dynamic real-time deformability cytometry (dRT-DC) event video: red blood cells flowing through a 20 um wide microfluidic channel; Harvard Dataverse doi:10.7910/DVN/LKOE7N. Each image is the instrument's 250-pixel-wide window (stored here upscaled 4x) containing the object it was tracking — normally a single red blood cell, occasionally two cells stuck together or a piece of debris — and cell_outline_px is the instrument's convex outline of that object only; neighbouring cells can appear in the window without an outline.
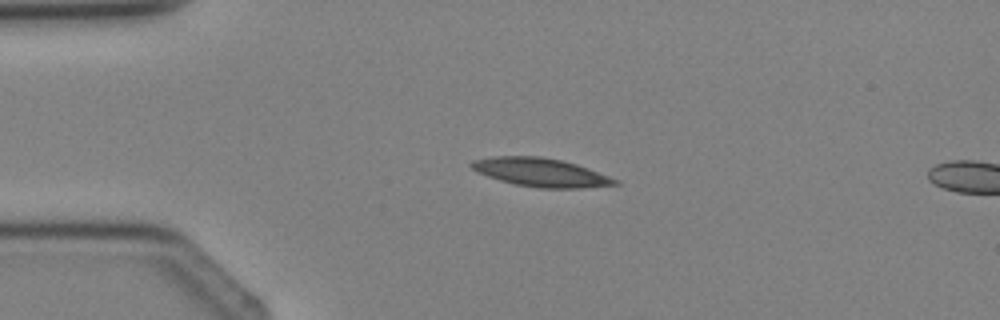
{"species": "Egyptian fruit bat (a non-hibernating species)", "species_latin": "Rousettus aegyptiacus", "temperature_condition": "cold", "stored_images_in_passage": 3, "camera_frame_rate_fps": 3000, "um_per_image_px": 0.085, "animal": {"sex": "female"}, "frame": {"image": 1, "passage_image": 2, "time_ms": 1.333, "image_size_px": [1000, 320], "cell_outline_px": [[620, 184], [584, 188], [540, 188], [516, 184], [500, 180], [488, 176], [472, 168], [468, 164], [472, 160], [492, 156], [540, 156], [560, 160], [576, 164], [588, 168], [620, 180]], "centroid_in_image_um": [45.99, 14.65], "position_along_channel_um": 39.0, "area_um2": 23.76}}